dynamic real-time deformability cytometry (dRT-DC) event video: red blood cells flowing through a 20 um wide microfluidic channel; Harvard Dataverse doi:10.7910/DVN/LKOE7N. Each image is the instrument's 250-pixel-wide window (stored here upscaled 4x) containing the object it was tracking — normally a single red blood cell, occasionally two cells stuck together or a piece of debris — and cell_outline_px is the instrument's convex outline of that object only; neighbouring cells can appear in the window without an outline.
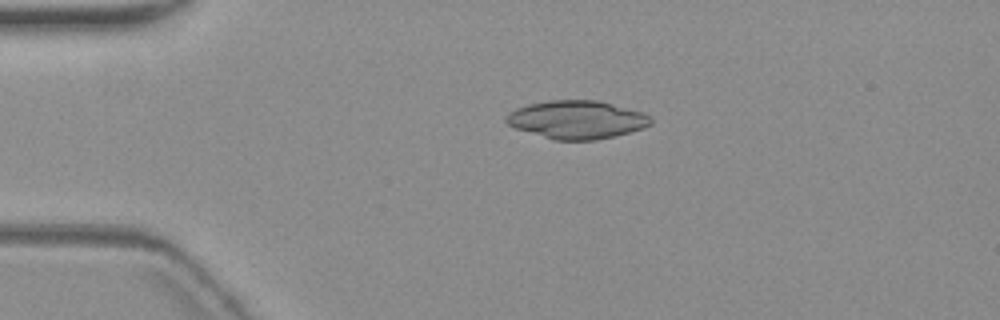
{"species": "common noctule bat (a hibernating species)", "species_latin": "Nyctalus noctula", "temperature_condition": "warm", "stored_images_in_passage": 6, "camera_frame_rate_fps": 3000, "um_per_image_px": 0.085, "animal": {"sex": "female", "body_mass_g": 19.3, "forearm_length_mm": 54.1}, "frame": {"image": 1, "passage_image": 4, "time_ms": 4.0, "image_size_px": [1000, 320], "cell_outline_px": [[652, 124], [644, 128], [616, 136], [596, 140], [552, 140], [516, 128], [508, 124], [504, 120], [504, 116], [508, 112], [516, 108], [528, 104], [548, 100], [596, 100], [612, 104], [640, 112], [652, 116]], "centroid_in_image_um": [49.01, 10.18], "position_along_channel_um": 36.0, "area_um2": 32.31}}